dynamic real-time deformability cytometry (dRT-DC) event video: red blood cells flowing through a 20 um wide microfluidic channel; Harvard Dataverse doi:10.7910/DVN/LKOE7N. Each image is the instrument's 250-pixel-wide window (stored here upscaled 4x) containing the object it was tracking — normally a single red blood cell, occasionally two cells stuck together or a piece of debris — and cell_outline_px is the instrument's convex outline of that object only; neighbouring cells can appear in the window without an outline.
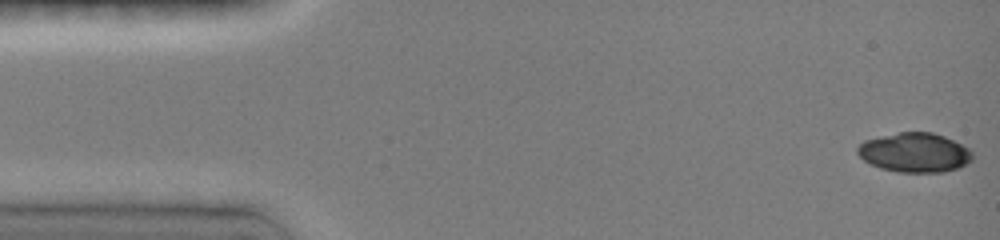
{"species": "common noctule bat (a hibernating species)", "species_latin": "Nyctalus noctula", "temperature_condition": "room temperature", "stored_images_in_passage": 17, "camera_frame_rate_fps": 3000, "um_per_image_px": 0.085, "animal": {"sex": "female", "body_mass_g": 19.0, "forearm_length_mm": 51.5}, "frame": {"image": 1, "passage_image": 1, "time_ms": 0.0, "image_size_px": [1000, 240], "cell_outline_px": [[972, 160], [956, 168], [944, 172], [896, 172], [880, 168], [864, 160], [856, 152], [856, 148], [864, 140], [900, 132], [932, 132], [944, 136], [968, 148], [972, 152]], "centroid_in_image_um": [77.72, 12.97], "position_along_channel_um": 7.3, "area_um2": 26.18}}
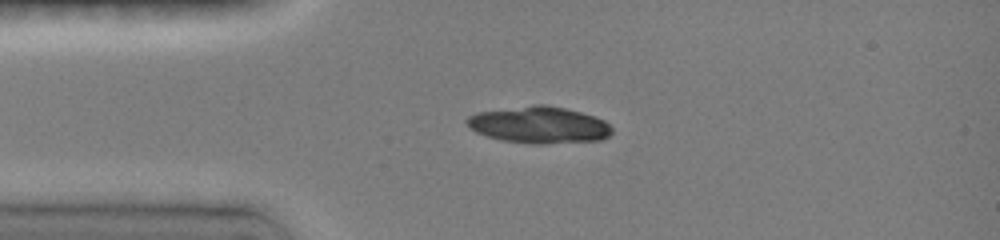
{"frame": {"image": 2, "passage_image": 5, "time_ms": 1.333, "image_size_px": [1000, 240], "cell_outline_px": [[612, 132], [608, 136], [600, 140], [544, 144], [532, 144], [500, 140], [476, 132], [468, 128], [464, 120], [468, 116], [476, 112], [532, 104], [548, 104], [596, 116], [604, 120], [612, 128]], "centroid_in_image_um": [45.78, 10.61], "position_along_channel_um": 39.2, "area_um2": 31.44}}